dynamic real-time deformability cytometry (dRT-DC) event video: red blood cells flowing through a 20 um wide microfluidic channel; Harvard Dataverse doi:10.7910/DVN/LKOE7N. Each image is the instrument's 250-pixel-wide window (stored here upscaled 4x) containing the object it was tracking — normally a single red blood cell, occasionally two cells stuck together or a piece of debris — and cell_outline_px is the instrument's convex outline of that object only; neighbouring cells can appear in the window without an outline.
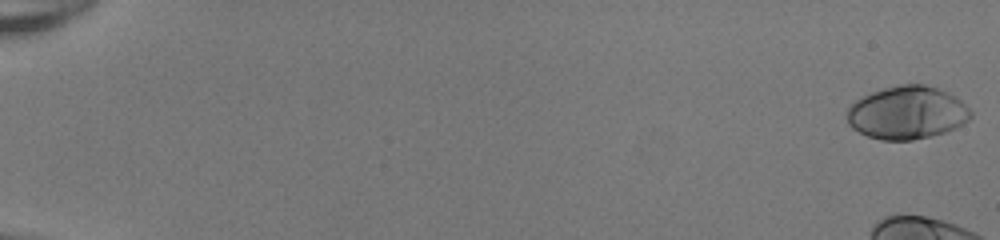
{"species": "human", "species_latin": "Homo sapiens", "temperature_condition": "room temperature", "stored_images_in_passage": 14, "camera_frame_rate_fps": 3000, "um_per_image_px": 0.085, "donor": {"sex": "female"}, "frame": {"image": 1, "passage_image": 1, "time_ms": 0.0, "image_size_px": [1000, 240], "cell_outline_px": [[972, 116], [968, 120], [944, 132], [912, 140], [880, 140], [868, 136], [852, 128], [848, 124], [848, 108], [856, 100], [872, 92], [884, 88], [900, 84], [924, 84], [936, 88], [960, 100], [972, 112]], "centroid_in_image_um": [77.07, 9.58], "position_along_channel_um": 7.9, "area_um2": 37.57}}